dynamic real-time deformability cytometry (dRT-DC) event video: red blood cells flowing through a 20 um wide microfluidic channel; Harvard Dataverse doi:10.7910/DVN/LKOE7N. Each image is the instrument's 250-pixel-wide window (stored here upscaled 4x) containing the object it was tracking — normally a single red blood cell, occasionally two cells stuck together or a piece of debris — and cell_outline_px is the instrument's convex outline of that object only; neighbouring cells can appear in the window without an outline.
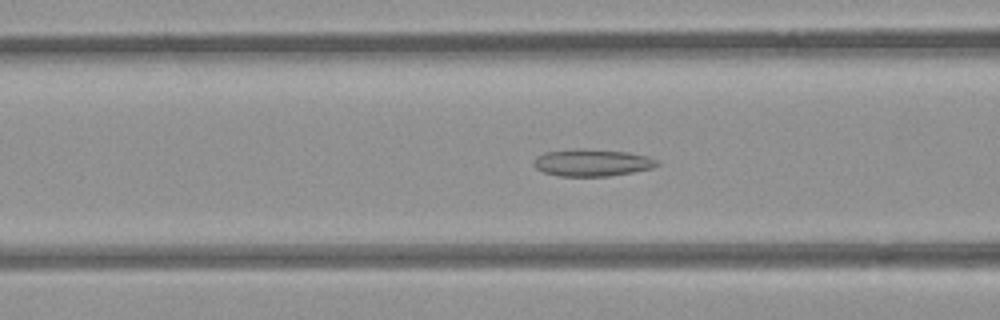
{"species": "common noctule bat (a hibernating species)", "species_latin": "Nyctalus noctula", "temperature_condition": "room temperature", "stored_images_in_passage": 53, "camera_frame_rate_fps": 3000, "um_per_image_px": 0.085, "animal": {"sex": "female", "body_mass_g": 21.9}, "frame": {"image": 1, "passage_image": 20, "time_ms": 6.333, "image_size_px": [1000, 320], "cell_outline_px": [[660, 164], [652, 168], [632, 172], [608, 176], [560, 176], [544, 172], [536, 168], [532, 164], [532, 160], [536, 156], [544, 152], [576, 148], [580, 148], [628, 152], [648, 156], [660, 160]], "centroid_in_image_um": [50.32, 13.81], "position_along_channel_um": 116.3, "area_um2": 19.71}}
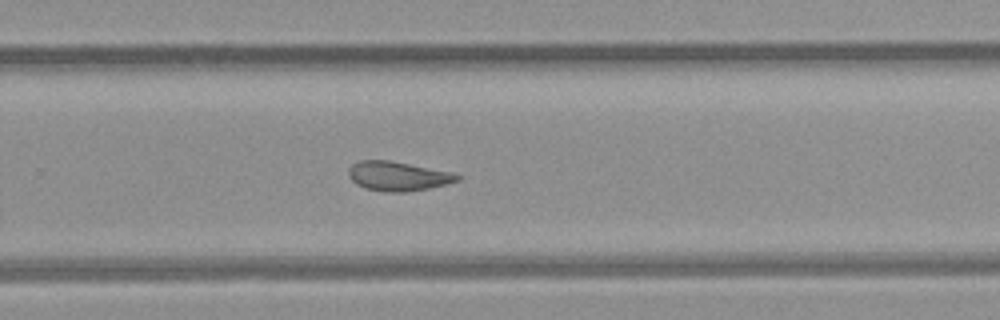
{"frame": {"image": 2, "passage_image": 34, "time_ms": 11.0, "image_size_px": [1000, 320], "cell_outline_px": [[460, 180], [428, 188], [404, 192], [392, 192], [368, 188], [356, 184], [348, 176], [348, 168], [352, 164], [360, 160], [388, 160], [456, 172], [460, 176]], "centroid_in_image_um": [33.84, 14.95], "position_along_channel_um": 296.0, "area_um2": 18.5}}
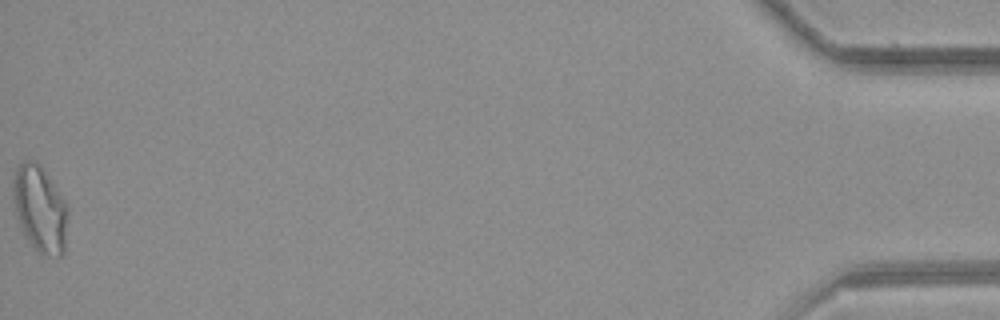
{"frame": {"image": 3, "passage_image": 53, "time_ms": 17.333, "image_size_px": [1000, 320], "cell_outline_px": [[68, 212], [64, 252], [60, 256], [40, 252], [32, 244], [24, 232], [16, 212], [12, 196], [12, 184], [16, 168], [24, 160], [36, 160], [40, 164], [68, 204]], "centroid_in_image_um": [3.41, 17.68], "position_along_channel_um": 431.8, "area_um2": 27.22}, "authors_computed_cell_mechanics": {"area_um2": 20.3456, "velocity_mm_per_s": 3.8563, "shape_relaxation_time_tau1_ms": null, "shape_relaxation_time_tau2_ms": 3.8079, "deformation_change_tau1": null, "deformation_change_tau2": 0.1023}}